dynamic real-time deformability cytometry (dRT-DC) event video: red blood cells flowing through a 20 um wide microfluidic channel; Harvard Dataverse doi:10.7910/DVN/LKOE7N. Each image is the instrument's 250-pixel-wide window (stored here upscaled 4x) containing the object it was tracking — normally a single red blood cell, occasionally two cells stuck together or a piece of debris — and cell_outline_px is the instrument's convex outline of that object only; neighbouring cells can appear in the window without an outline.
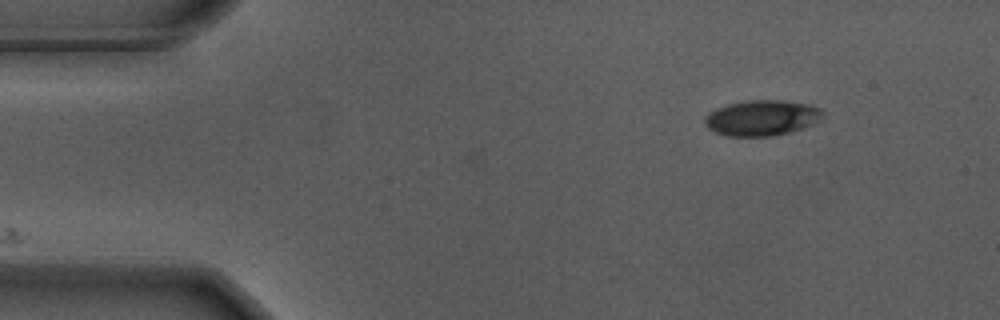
{"species": "Egyptian fruit bat (a non-hibernating species)", "species_latin": "Rousettus aegyptiacus", "temperature_condition": "warm", "stored_images_in_passage": 26, "camera_frame_rate_fps": 3000, "um_per_image_px": 0.085, "animal": {"sex": "male"}, "frame": {"image": 1, "passage_image": 1, "time_ms": 0.0, "image_size_px": [1000, 320], "cell_outline_px": [[824, 116], [816, 124], [804, 128], [772, 136], [728, 136], [716, 132], [708, 128], [704, 124], [704, 116], [708, 112], [716, 108], [728, 104], [748, 100], [784, 100], [808, 104], [820, 108], [824, 112]], "centroid_in_image_um": [64.77, 10.01], "position_along_channel_um": 20.2, "area_um2": 24.74}}
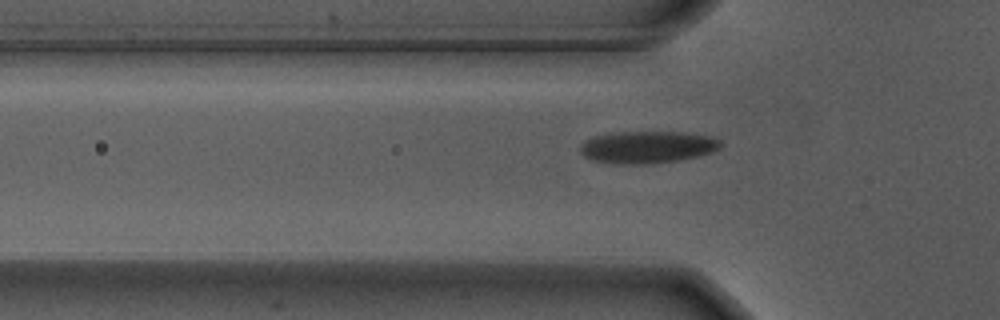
{"frame": {"image": 2, "passage_image": 12, "time_ms": 3.667, "image_size_px": [1000, 320], "cell_outline_px": [[720, 148], [712, 152], [696, 156], [676, 160], [652, 164], [620, 164], [592, 160], [584, 156], [580, 152], [580, 144], [596, 136], [620, 132], [684, 132], [712, 136], [720, 140]], "centroid_in_image_um": [55.04, 12.5], "position_along_channel_um": 70.8, "area_um2": 26.13}}
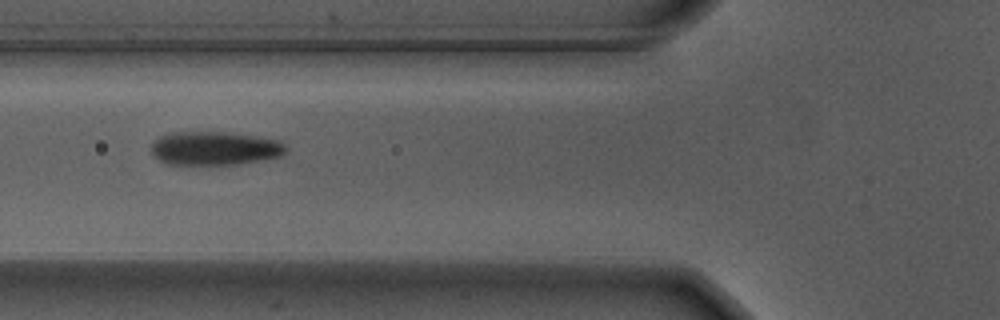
{"frame": {"image": 3, "passage_image": 15, "time_ms": 4.667, "image_size_px": [1000, 320], "cell_outline_px": [[288, 148], [280, 156], [240, 164], [168, 164], [152, 156], [152, 144], [160, 136], [172, 132], [232, 132], [280, 140]], "centroid_in_image_um": [18.26, 12.6], "position_along_channel_um": 107.5, "area_um2": 26.41}}